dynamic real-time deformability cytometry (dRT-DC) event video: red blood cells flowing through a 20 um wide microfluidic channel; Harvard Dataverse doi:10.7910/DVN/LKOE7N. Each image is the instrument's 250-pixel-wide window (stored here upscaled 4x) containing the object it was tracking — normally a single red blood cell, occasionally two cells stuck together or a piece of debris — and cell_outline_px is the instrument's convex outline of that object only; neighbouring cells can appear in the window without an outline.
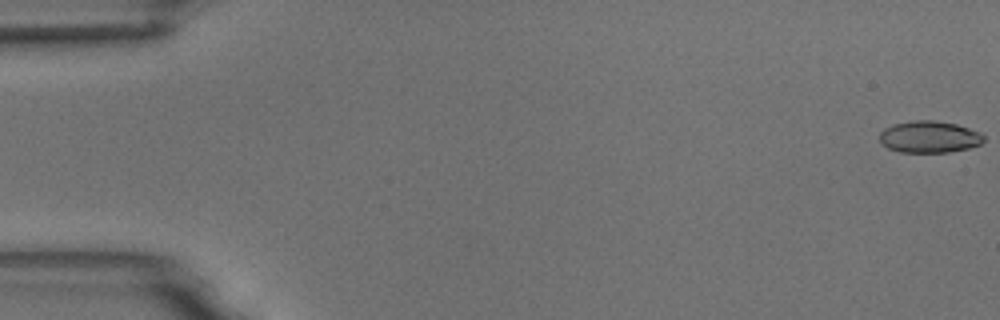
{"species": "common noctule bat (a hibernating species)", "species_latin": "Nyctalus noctula", "temperature_condition": "room temperature", "stored_images_in_passage": 10, "camera_frame_rate_fps": 3000, "um_per_image_px": 0.085, "animal": {"sex": "male", "body_mass_g": 18.8}, "frame": {"image": 1, "passage_image": 1, "time_ms": 0.0, "image_size_px": [1000, 320], "cell_outline_px": [[984, 140], [980, 144], [968, 148], [948, 152], [900, 152], [888, 148], [880, 144], [880, 132], [884, 128], [892, 124], [916, 120], [932, 120], [956, 124], [980, 132], [984, 136]], "centroid_in_image_um": [78.96, 11.63], "position_along_channel_um": 6.0, "area_um2": 19.31}}
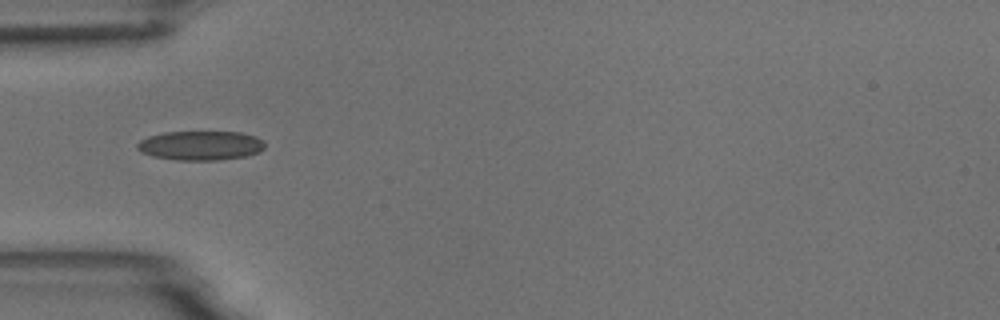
{"frame": {"image": 2, "passage_image": 5, "time_ms": 5.667, "image_size_px": [1000, 320], "cell_outline_px": [[264, 148], [260, 152], [248, 156], [216, 160], [176, 160], [152, 156], [136, 148], [136, 144], [140, 140], [148, 136], [164, 132], [240, 132], [256, 136], [264, 140]], "centroid_in_image_um": [17.07, 12.37], "position_along_channel_um": 67.9, "area_um2": 21.91}}
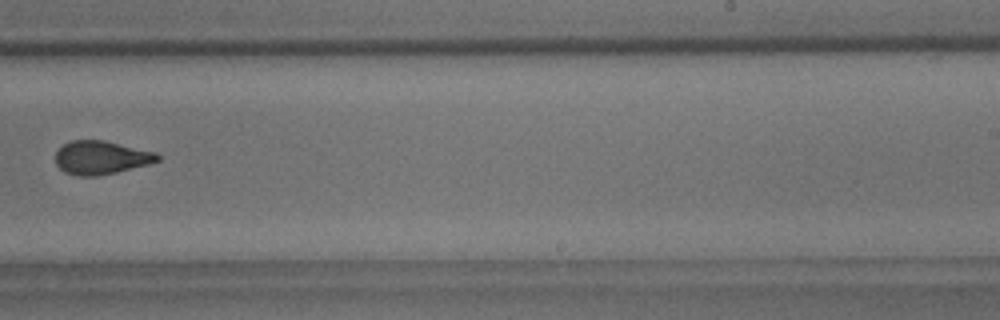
{"frame": {"image": 3, "passage_image": 10, "time_ms": 11.333, "image_size_px": [1000, 320], "cell_outline_px": [[160, 160], [148, 164], [116, 172], [96, 176], [80, 176], [64, 172], [56, 164], [56, 152], [64, 144], [72, 140], [104, 140], [156, 152], [160, 156]], "centroid_in_image_um": [8.59, 13.39], "position_along_channel_um": 280.4, "area_um2": 19.77}}